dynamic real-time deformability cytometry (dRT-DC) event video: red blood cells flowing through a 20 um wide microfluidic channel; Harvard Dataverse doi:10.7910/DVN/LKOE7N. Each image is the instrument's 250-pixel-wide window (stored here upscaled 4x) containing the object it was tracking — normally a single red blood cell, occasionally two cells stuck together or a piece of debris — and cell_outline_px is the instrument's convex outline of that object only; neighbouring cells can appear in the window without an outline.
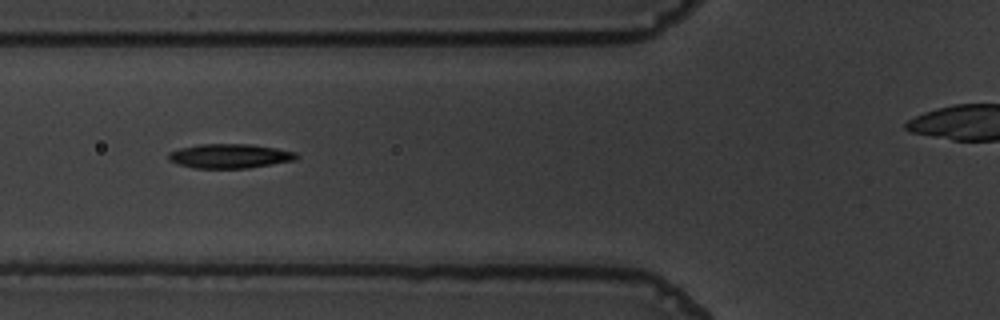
{"species": "common noctule bat (a hibernating species)", "species_latin": "Nyctalus noctula", "temperature_condition": "warm", "stored_images_in_passage": 40, "camera_frame_rate_fps": 3000, "um_per_image_px": 0.085, "animal": {"sex": "male", "body_mass_g": 19.5, "forearm_length_mm": 54.6}, "frame": {"image": 1, "passage_image": 11, "time_ms": 3.333, "image_size_px": [1000, 320], "cell_outline_px": [[300, 156], [296, 160], [248, 168], [192, 168], [176, 164], [168, 160], [168, 152], [180, 148], [200, 144], [252, 144], [276, 148], [296, 152]], "centroid_in_image_um": [19.52, 13.26], "position_along_channel_um": 106.3, "area_um2": 18.32}}
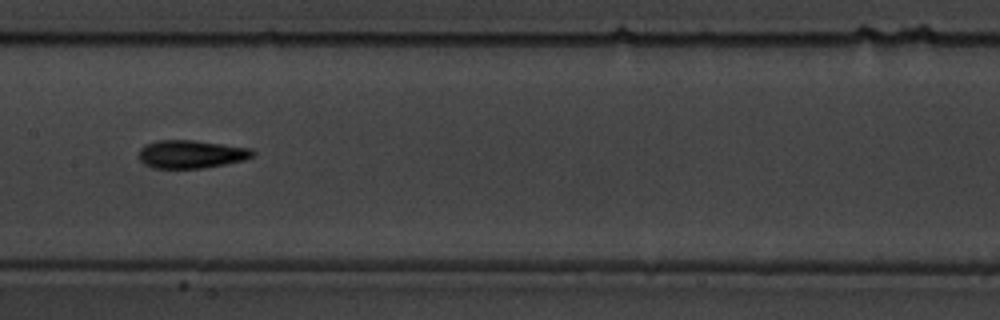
{"frame": {"image": 2, "passage_image": 18, "time_ms": 5.667, "image_size_px": [1000, 320], "cell_outline_px": [[256, 156], [244, 160], [224, 164], [200, 168], [152, 168], [144, 164], [140, 160], [140, 148], [144, 144], [156, 140], [192, 140], [224, 144], [252, 148], [256, 152]], "centroid_in_image_um": [16.27, 13.09], "position_along_channel_um": 191.1, "area_um2": 18.79}}
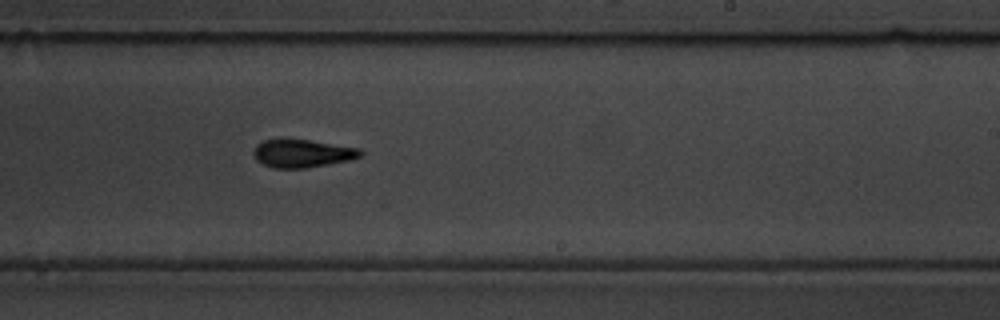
{"frame": {"image": 3, "passage_image": 24, "time_ms": 7.667, "image_size_px": [1000, 320], "cell_outline_px": [[364, 152], [360, 156], [352, 160], [304, 168], [272, 168], [256, 160], [252, 152], [256, 144], [264, 140], [308, 140], [360, 148]], "centroid_in_image_um": [25.7, 13.05], "position_along_channel_um": 263.3, "area_um2": 17.34}, "authors_computed_cell_mechanics": {"area_um2": 17.6868, "velocity_mm_per_s": 3.6226, "shape_relaxation_time_tau1_ms": 8.5456, "shape_relaxation_time_tau2_ms": 4.2471, "deformation_change_tau1": 0.2323, "deformation_change_tau2": 0.1387}}